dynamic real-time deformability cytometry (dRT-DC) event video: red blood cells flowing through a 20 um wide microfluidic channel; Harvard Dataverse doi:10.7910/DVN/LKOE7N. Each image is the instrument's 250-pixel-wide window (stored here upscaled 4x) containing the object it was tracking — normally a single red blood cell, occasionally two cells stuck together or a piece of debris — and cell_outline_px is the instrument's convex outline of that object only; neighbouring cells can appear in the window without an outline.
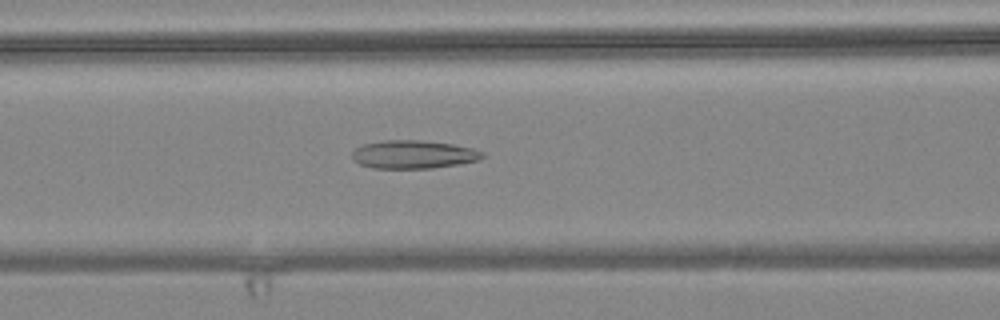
{"species": "common noctule bat (a hibernating species)", "species_latin": "Nyctalus noctula", "temperature_condition": "warm", "stored_images_in_passage": 50, "camera_frame_rate_fps": 3000, "um_per_image_px": 0.085, "animal": {"sex": "female", "body_mass_g": 24.6, "forearm_length_mm": 56.2}, "frame": {"image": 1, "passage_image": 17, "time_ms": 5.333, "image_size_px": [1000, 320], "cell_outline_px": [[484, 156], [480, 160], [460, 164], [432, 168], [372, 168], [360, 164], [352, 160], [352, 152], [356, 148], [364, 144], [384, 140], [420, 140], [452, 144], [472, 148], [484, 152]], "centroid_in_image_um": [35.15, 13.13], "position_along_channel_um": 131.5, "area_um2": 21.5}}
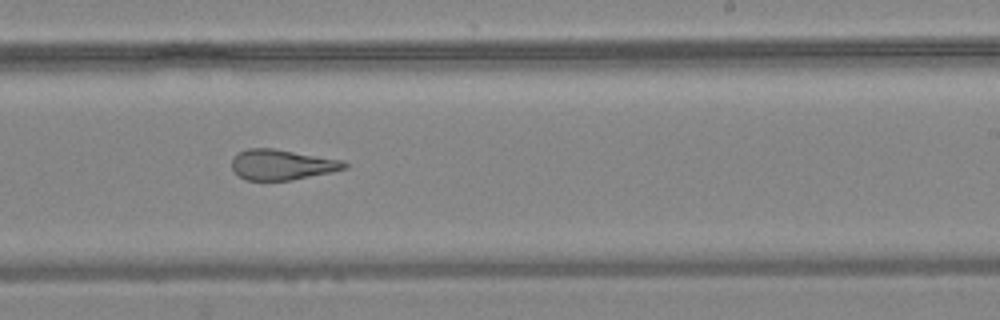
{"frame": {"image": 2, "passage_image": 28, "time_ms": 9.0, "image_size_px": [1000, 320], "cell_outline_px": [[348, 168], [332, 172], [292, 180], [244, 180], [232, 168], [232, 160], [240, 152], [248, 148], [272, 148], [344, 160], [348, 164]], "centroid_in_image_um": [24.01, 14.0], "position_along_channel_um": 265.0, "area_um2": 19.88}}
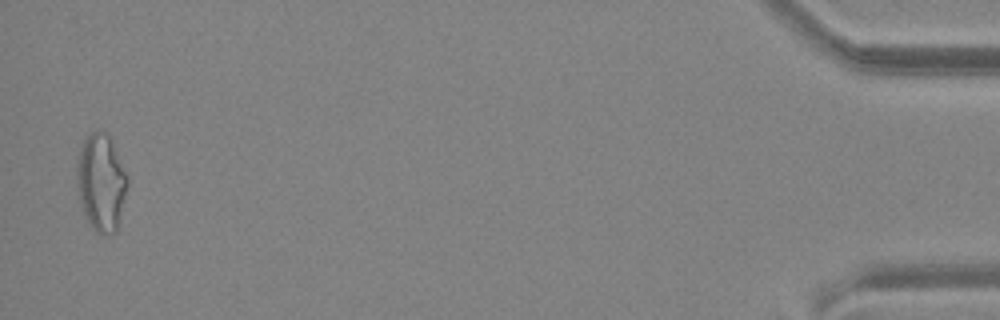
{"frame": {"image": 3, "passage_image": 49, "time_ms": 16.0, "image_size_px": [1000, 320], "cell_outline_px": [[128, 184], [116, 232], [96, 232], [92, 228], [84, 216], [76, 184], [76, 164], [80, 148], [84, 140], [96, 128], [108, 132], [128, 176]], "centroid_in_image_um": [8.58, 15.45], "position_along_channel_um": 426.6, "area_um2": 28.78}, "authors_computed_cell_mechanics": {"area_um2": 22.4264, "velocity_mm_per_s": 3.6543, "shape_relaxation_time_tau1_ms": null, "shape_relaxation_time_tau2_ms": 2.1423, "deformation_change_tau1": null, "deformation_change_tau2": 0.121}}